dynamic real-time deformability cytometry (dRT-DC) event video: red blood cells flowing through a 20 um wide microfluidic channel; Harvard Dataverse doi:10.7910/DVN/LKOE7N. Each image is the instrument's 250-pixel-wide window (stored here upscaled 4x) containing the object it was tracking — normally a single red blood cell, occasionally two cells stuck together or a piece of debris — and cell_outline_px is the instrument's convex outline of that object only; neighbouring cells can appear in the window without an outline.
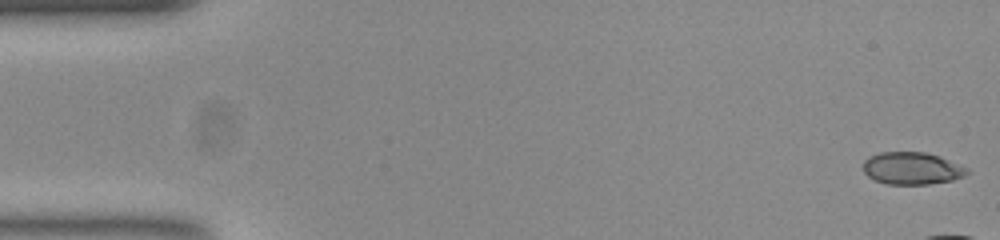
{"species": "common noctule bat (a hibernating species)", "species_latin": "Nyctalus noctula", "temperature_condition": "room temperature", "stored_images_in_passage": 10, "camera_frame_rate_fps": 3000, "um_per_image_px": 0.085, "animal": {"sex": "female", "body_mass_g": 23.0, "forearm_length_mm": 53.4}, "frame": {"image": 1, "passage_image": 1, "time_ms": 0.0, "image_size_px": [1000, 240], "cell_outline_px": [[968, 172], [964, 176], [952, 180], [928, 184], [888, 184], [876, 180], [868, 176], [864, 172], [864, 160], [868, 156], [880, 152], [924, 152], [940, 156], [968, 168]], "centroid_in_image_um": [77.51, 14.3], "position_along_channel_um": 7.5, "area_um2": 19.48}}